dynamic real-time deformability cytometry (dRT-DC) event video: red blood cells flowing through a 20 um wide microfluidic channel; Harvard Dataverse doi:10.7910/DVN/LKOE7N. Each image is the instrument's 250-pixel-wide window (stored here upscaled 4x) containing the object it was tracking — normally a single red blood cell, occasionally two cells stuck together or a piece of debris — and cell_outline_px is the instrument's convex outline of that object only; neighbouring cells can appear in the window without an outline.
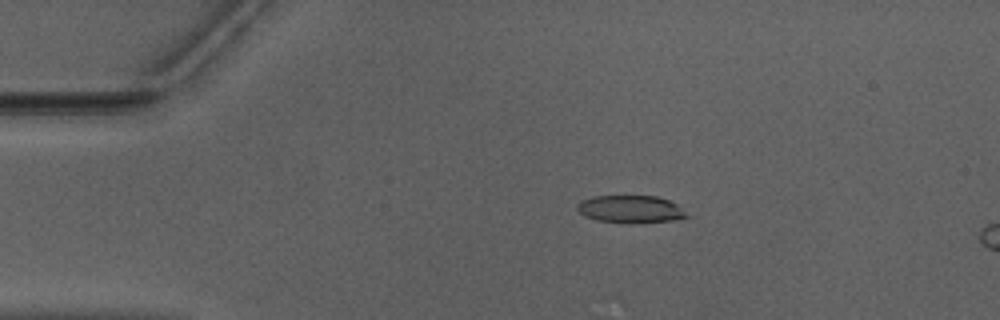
{"species": "Egyptian fruit bat (a non-hibernating species)", "species_latin": "Rousettus aegyptiacus", "temperature_condition": "warm", "stored_images_in_passage": 47, "camera_frame_rate_fps": 3000, "um_per_image_px": 0.085, "animal": {"sex": "male"}, "frame": {"image": 1, "passage_image": 10, "time_ms": 3.0, "image_size_px": [1000, 320], "cell_outline_px": [[692, 216], [680, 220], [640, 224], [628, 224], [596, 220], [584, 216], [576, 208], [576, 204], [592, 196], [656, 196], [668, 200], [676, 204]], "centroid_in_image_um": [53.66, 17.81], "position_along_channel_um": 31.3, "area_um2": 18.09}}
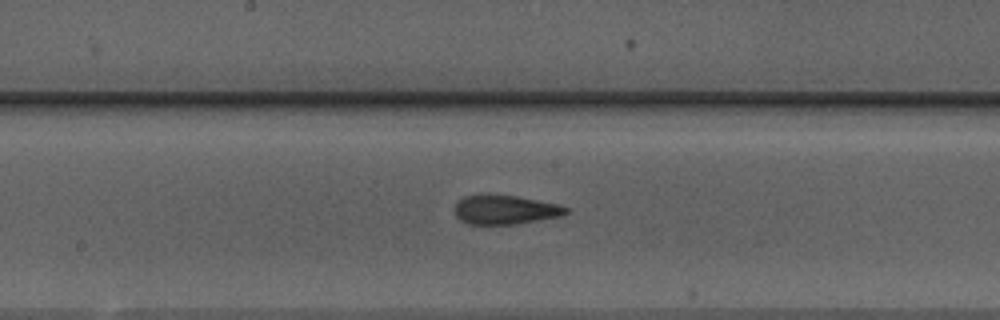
{"frame": {"image": 2, "passage_image": 27, "time_ms": 8.667, "image_size_px": [1000, 320], "cell_outline_px": [[568, 212], [560, 216], [516, 224], [468, 224], [460, 220], [456, 216], [456, 204], [464, 196], [516, 196], [560, 204], [568, 208]], "centroid_in_image_um": [42.98, 17.85], "position_along_channel_um": 205.2, "area_um2": 18.44}}
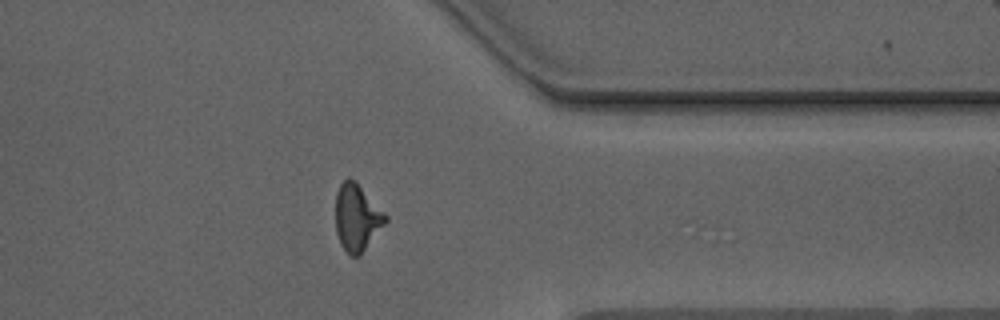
{"frame": {"image": 3, "passage_image": 41, "time_ms": 13.333, "image_size_px": [1000, 320], "cell_outline_px": [[388, 220], [360, 256], [348, 256], [340, 244], [336, 232], [336, 192], [340, 184], [348, 176], [356, 180], [388, 216]], "centroid_in_image_um": [30.34, 18.49], "position_along_channel_um": 381.1, "area_um2": 19.77}, "authors_computed_cell_mechanics": {"area_um2": 18.7272, "velocity_mm_per_s": 3.9872, "shape_relaxation_time_tau1_ms": 5.4299, "shape_relaxation_time_tau2_ms": 0.9064, "deformation_change_tau1": 0.2227, "deformation_change_tau2": 0.0894}}